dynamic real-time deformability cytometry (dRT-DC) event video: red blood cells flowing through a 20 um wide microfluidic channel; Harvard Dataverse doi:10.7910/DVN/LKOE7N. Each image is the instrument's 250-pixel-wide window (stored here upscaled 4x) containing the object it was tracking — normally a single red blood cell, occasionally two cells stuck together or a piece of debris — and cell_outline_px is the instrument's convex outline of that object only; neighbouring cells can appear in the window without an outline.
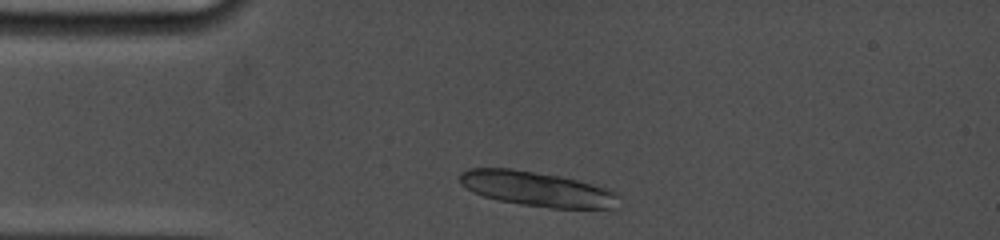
{"species": "common noctule bat (a hibernating species)", "species_latin": "Nyctalus noctula", "temperature_condition": "cold", "stored_images_in_passage": 2, "camera_frame_rate_fps": 5000, "um_per_image_px": 0.085, "animal": {"sex": "female", "body_mass_g": 19.0, "forearm_length_mm": 53.3}, "frame": {"image": 1, "passage_image": 2, "time_ms": 0.6, "image_size_px": [1000, 240], "cell_outline_px": [[620, 196], [616, 208], [552, 208], [520, 204], [500, 200], [484, 196], [472, 192], [460, 184], [460, 172], [468, 168], [512, 168], [560, 176], [608, 188], [616, 192]], "centroid_in_image_um": [45.64, 16.05], "position_along_channel_um": 39.4, "area_um2": 32.25}}